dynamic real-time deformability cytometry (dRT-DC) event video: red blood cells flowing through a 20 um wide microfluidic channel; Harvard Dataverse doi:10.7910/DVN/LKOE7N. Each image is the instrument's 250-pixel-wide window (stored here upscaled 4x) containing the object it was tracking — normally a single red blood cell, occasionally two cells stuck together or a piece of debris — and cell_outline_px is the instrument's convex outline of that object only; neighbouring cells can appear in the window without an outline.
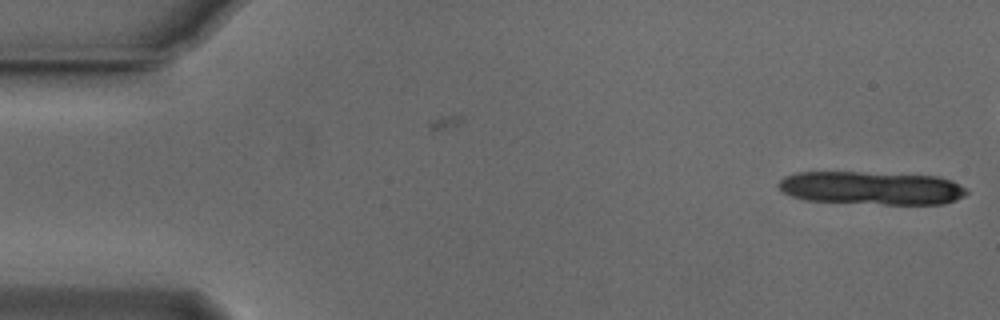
{"species": "Egyptian fruit bat (a non-hibernating species)", "species_latin": "Rousettus aegyptiacus", "temperature_condition": "cold", "stored_images_in_passage": 9, "camera_frame_rate_fps": 3000, "um_per_image_px": 0.085, "animal": {"sex": "male"}, "frame": {"image": 1, "passage_image": 9, "time_ms": 2.667, "image_size_px": [1000, 320], "cell_outline_px": [[968, 192], [964, 196], [956, 200], [944, 204], [884, 204], [808, 200], [792, 196], [780, 192], [776, 184], [784, 176], [796, 172], [860, 172], [940, 176], [952, 180], [964, 188]], "centroid_in_image_um": [74.05, 15.97], "position_along_channel_um": 10.9, "area_um2": 36.59}}